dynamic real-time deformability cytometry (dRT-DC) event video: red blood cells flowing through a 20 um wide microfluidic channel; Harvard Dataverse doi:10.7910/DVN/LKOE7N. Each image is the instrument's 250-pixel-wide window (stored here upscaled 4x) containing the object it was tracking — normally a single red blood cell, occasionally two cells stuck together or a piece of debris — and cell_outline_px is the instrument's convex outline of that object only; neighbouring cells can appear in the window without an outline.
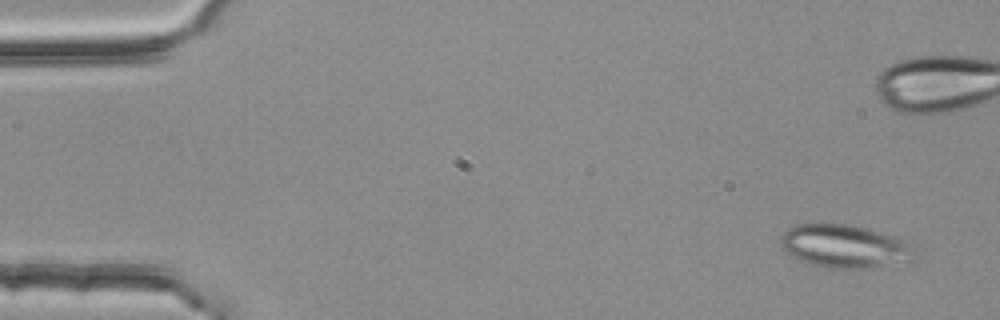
{"species": "common noctule bat (a hibernating species)", "species_latin": "Nyctalus noctula", "temperature_condition": "room temperature", "stored_images_in_passage": 6, "camera_frame_rate_fps": 3000, "um_per_image_px": 0.085, "animal": {"sex": "female", "body_mass_g": 25.1}, "frame": {"image": 1, "passage_image": 1, "time_ms": 0.0, "image_size_px": [1000, 320], "cell_outline_px": [[920, 256], [916, 260], [868, 268], [824, 268], [800, 260], [792, 256], [784, 248], [780, 240], [780, 236], [788, 228], [796, 224], [852, 224], [880, 232], [904, 240], [916, 248]], "centroid_in_image_um": [71.87, 20.94], "position_along_channel_um": 13.1, "area_um2": 33.93}}